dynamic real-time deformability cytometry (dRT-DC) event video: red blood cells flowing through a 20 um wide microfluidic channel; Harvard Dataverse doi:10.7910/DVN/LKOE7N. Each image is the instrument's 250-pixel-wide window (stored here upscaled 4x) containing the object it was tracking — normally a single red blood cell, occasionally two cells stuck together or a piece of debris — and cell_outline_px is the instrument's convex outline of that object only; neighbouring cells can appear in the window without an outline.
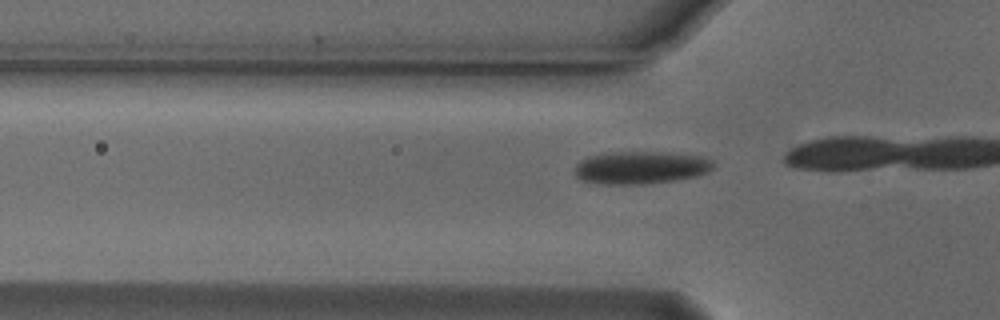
{"species": "Egyptian fruit bat (a non-hibernating species)", "species_latin": "Rousettus aegyptiacus", "temperature_condition": "cold", "stored_images_in_passage": 11, "camera_frame_rate_fps": 3000, "um_per_image_px": 0.085, "animal": {"sex": "male"}, "frame": {"image": 1, "passage_image": 8, "time_ms": 2.333, "image_size_px": [1000, 320], "cell_outline_px": [[712, 168], [708, 172], [696, 176], [676, 180], [644, 184], [600, 184], [580, 180], [576, 176], [576, 164], [580, 160], [588, 156], [612, 152], [660, 152], [700, 156], [712, 160]], "centroid_in_image_um": [54.43, 14.25], "position_along_channel_um": 71.4, "area_um2": 26.3}}